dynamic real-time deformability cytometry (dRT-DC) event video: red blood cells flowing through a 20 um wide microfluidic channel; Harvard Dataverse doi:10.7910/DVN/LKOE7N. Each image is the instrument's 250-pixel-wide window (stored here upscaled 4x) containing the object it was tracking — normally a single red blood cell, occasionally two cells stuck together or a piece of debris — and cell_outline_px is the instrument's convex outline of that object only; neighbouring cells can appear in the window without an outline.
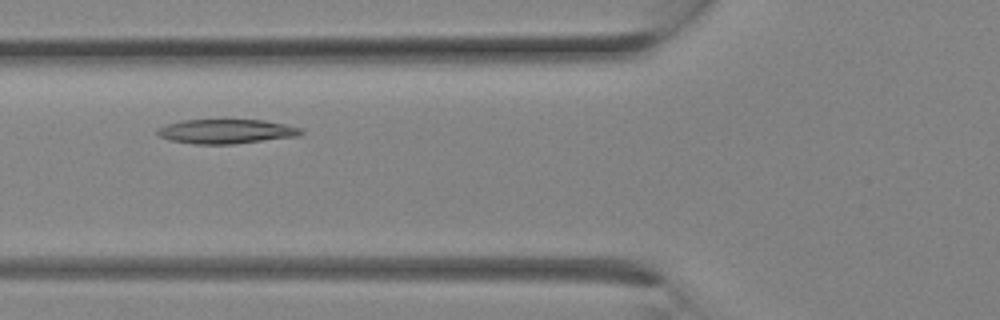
{"species": "Egyptian fruit bat (a non-hibernating species)", "species_latin": "Rousettus aegyptiacus", "temperature_condition": "room temperature", "stored_images_in_passage": 6, "camera_frame_rate_fps": 3000, "um_per_image_px": 0.085, "animal": {"sex": "female"}, "frame": {"image": 1, "passage_image": 3, "time_ms": 0.667, "image_size_px": [1000, 320], "cell_outline_px": [[304, 132], [300, 136], [232, 144], [196, 144], [168, 140], [160, 136], [156, 132], [156, 128], [180, 120], [264, 120], [284, 124], [300, 128]], "centroid_in_image_um": [19.21, 11.17], "position_along_channel_um": 106.6, "area_um2": 20.4}}
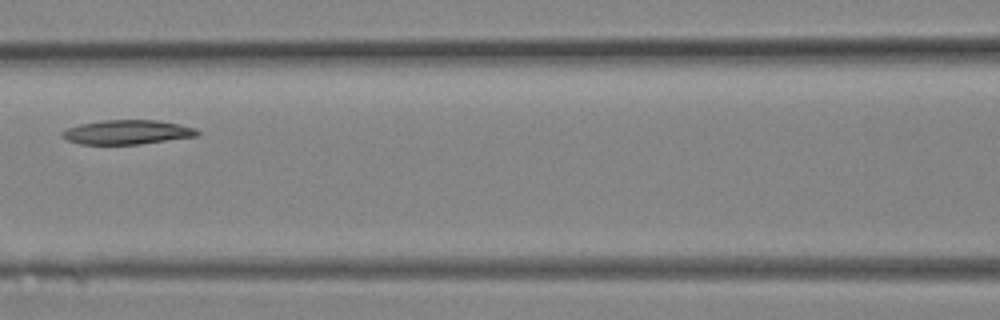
{"frame": {"image": 2, "passage_image": 5, "time_ms": 1.333, "image_size_px": [1000, 320], "cell_outline_px": [[200, 136], [140, 144], [80, 144], [68, 140], [60, 136], [60, 132], [68, 128], [80, 124], [104, 120], [156, 120], [180, 124], [196, 128], [200, 132]], "centroid_in_image_um": [10.85, 11.23], "position_along_channel_um": 155.8, "area_um2": 19.25}}